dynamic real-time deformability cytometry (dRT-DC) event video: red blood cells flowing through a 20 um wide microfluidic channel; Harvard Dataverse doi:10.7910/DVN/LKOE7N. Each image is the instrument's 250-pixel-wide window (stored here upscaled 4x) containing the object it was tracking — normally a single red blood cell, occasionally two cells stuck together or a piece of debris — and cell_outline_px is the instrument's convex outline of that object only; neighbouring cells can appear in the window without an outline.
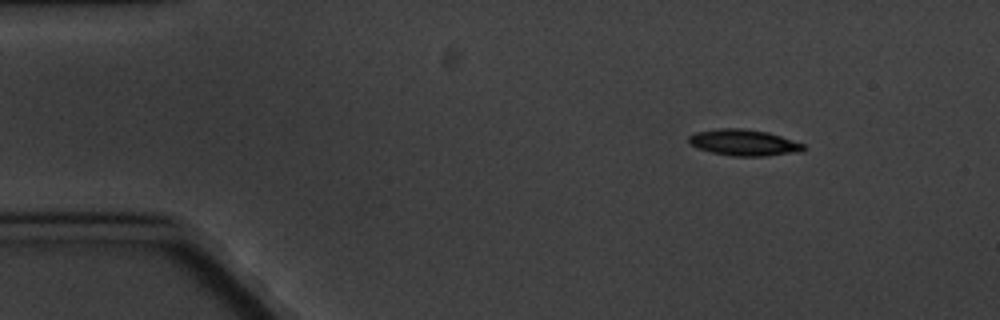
{"species": "common noctule bat (a hibernating species)", "species_latin": "Nyctalus noctula", "temperature_condition": "cold", "stored_images_in_passage": 4, "camera_frame_rate_fps": 3000, "um_per_image_px": 0.085, "animal": {"sex": "male", "body_mass_g": 20.1, "forearm_length_mm": 53.5}, "frame": {"image": 1, "passage_image": 2, "time_ms": 1.333, "image_size_px": [1000, 320], "cell_outline_px": [[808, 148], [804, 152], [764, 156], [732, 156], [712, 152], [696, 148], [688, 144], [688, 136], [696, 132], [720, 128], [740, 128], [768, 132], [804, 144]], "centroid_in_image_um": [63.24, 12.13], "position_along_channel_um": 21.8, "area_um2": 17.74}}